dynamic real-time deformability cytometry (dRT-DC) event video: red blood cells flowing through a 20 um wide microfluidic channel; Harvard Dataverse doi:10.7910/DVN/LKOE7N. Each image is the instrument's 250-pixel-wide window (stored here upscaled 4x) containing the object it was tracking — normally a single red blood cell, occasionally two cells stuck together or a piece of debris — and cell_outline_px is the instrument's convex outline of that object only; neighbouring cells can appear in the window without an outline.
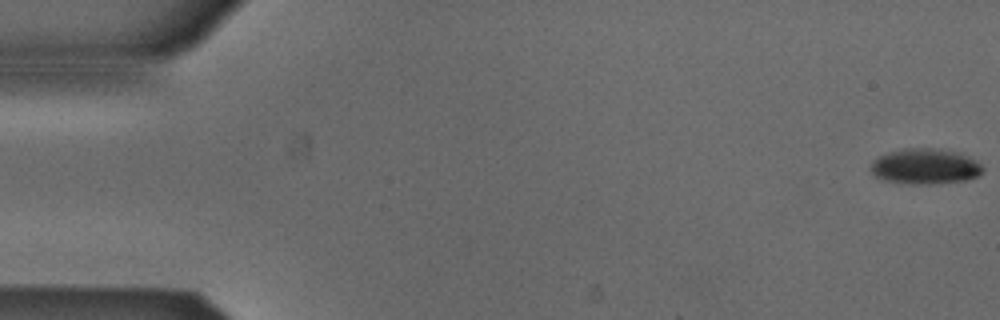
{"species": "Egyptian fruit bat (a non-hibernating species)", "species_latin": "Rousettus aegyptiacus", "temperature_condition": "cold", "stored_images_in_passage": 54, "camera_frame_rate_fps": 3000, "um_per_image_px": 0.085, "animal": {"sex": "male"}, "frame": {"image": 1, "passage_image": 1, "time_ms": 0.0, "image_size_px": [1000, 320], "cell_outline_px": [[984, 168], [976, 176], [964, 180], [928, 184], [912, 184], [884, 180], [872, 176], [872, 160], [888, 152], [904, 148], [932, 148], [956, 152], [968, 156], [976, 160]], "centroid_in_image_um": [78.6, 14.14], "position_along_channel_um": 6.4, "area_um2": 22.95}}
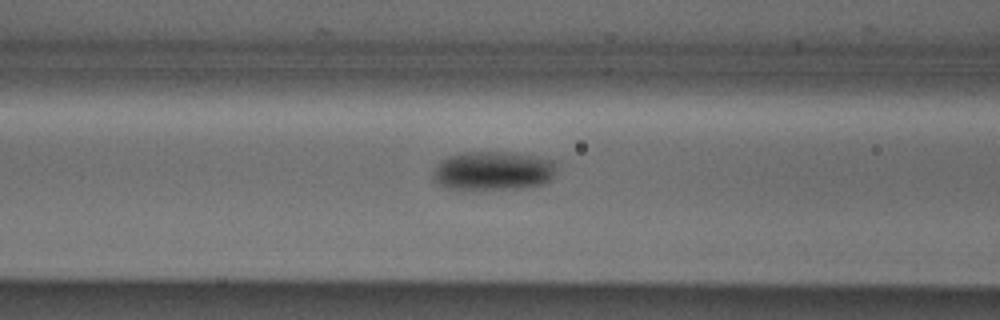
{"frame": {"image": 2, "passage_image": 22, "time_ms": 7.0, "image_size_px": [1000, 320], "cell_outline_px": [[556, 168], [552, 180], [544, 184], [532, 188], [476, 192], [460, 192], [448, 188], [432, 180], [432, 172], [436, 164], [440, 160], [448, 156], [464, 152], [512, 152], [536, 156], [556, 160]], "centroid_in_image_um": [41.9, 14.58], "position_along_channel_um": 124.7, "area_um2": 29.77}}
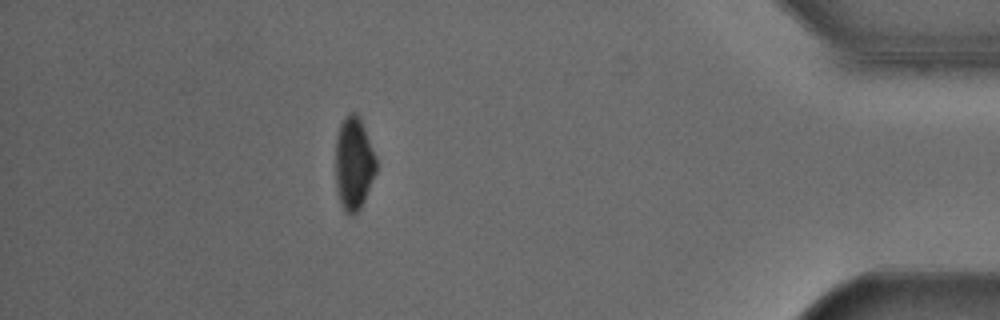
{"frame": {"image": 3, "passage_image": 48, "time_ms": 15.667, "image_size_px": [1000, 320], "cell_outline_px": [[376, 172], [364, 200], [360, 208], [352, 216], [348, 216], [344, 212], [340, 204], [336, 192], [336, 136], [340, 124], [344, 116], [348, 112], [356, 112], [360, 116], [376, 156]], "centroid_in_image_um": [30.05, 13.89], "position_along_channel_um": 405.1, "area_um2": 22.43}, "authors_computed_cell_mechanics": {"area_um2": 24.7673, "velocity_mm_per_s": 3.8219, "shape_relaxation_time_tau1_ms": 5.5294, "shape_relaxation_time_tau2_ms": null, "deformation_change_tau1": 0.1063, "deformation_change_tau2": null}}